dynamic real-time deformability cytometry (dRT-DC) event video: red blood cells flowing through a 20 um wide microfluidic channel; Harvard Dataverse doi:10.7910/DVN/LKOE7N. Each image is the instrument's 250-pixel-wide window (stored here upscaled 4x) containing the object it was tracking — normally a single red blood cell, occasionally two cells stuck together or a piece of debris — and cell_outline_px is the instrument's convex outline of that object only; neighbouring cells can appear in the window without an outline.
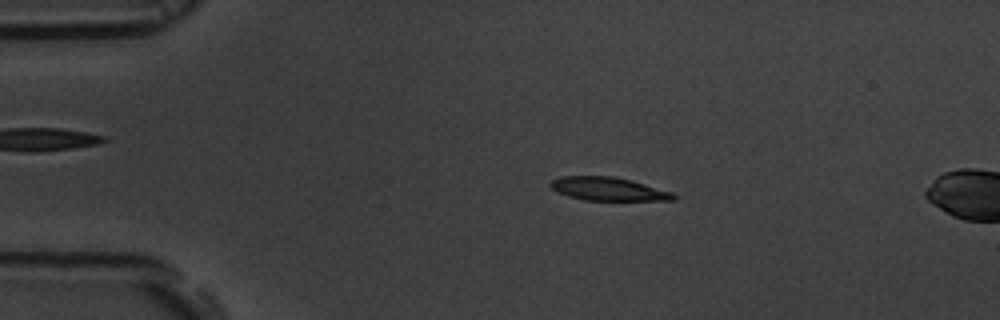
{"species": "common noctule bat (a hibernating species)", "species_latin": "Nyctalus noctula", "temperature_condition": "room temperature", "stored_images_in_passage": 4, "camera_frame_rate_fps": 3000, "um_per_image_px": 0.085, "animal": {"sex": "male", "body_mass_g": 19.5, "forearm_length_mm": 54.6}, "frame": {"image": 1, "passage_image": 3, "time_ms": 2.0, "image_size_px": [1000, 320], "cell_outline_px": [[676, 200], [584, 200], [568, 196], [552, 188], [548, 184], [552, 180], [560, 176], [616, 176], [632, 180], [672, 192], [676, 196]], "centroid_in_image_um": [51.7, 16.05], "position_along_channel_um": 33.3, "area_um2": 16.7}}